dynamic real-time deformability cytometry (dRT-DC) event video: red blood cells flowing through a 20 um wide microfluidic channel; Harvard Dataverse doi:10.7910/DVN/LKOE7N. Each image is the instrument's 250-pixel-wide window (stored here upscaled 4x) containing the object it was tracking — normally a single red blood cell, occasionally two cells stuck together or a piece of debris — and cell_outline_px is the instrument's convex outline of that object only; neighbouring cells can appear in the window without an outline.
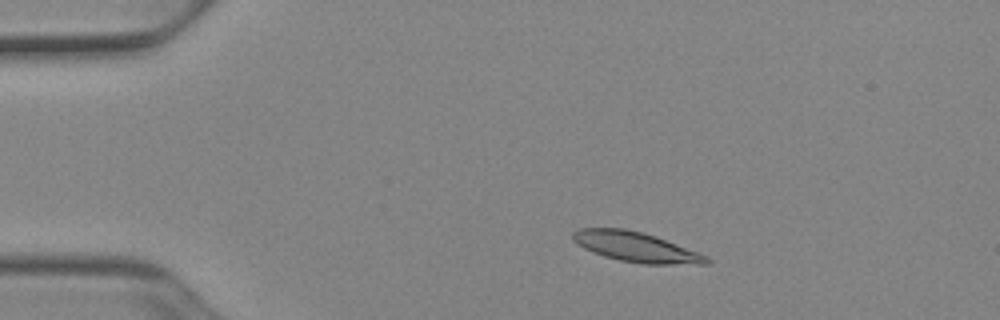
{"species": "Egyptian fruit bat (a non-hibernating species)", "species_latin": "Rousettus aegyptiacus", "temperature_condition": "cold", "stored_images_in_passage": 43, "camera_frame_rate_fps": 3000, "um_per_image_px": 0.085, "animal": {"sex": "female"}, "frame": {"image": 1, "passage_image": 1, "time_ms": 0.0, "image_size_px": [1000, 320], "cell_outline_px": [[712, 260], [708, 264], [644, 264], [620, 260], [604, 256], [592, 252], [584, 248], [572, 240], [572, 232], [580, 228], [624, 228], [656, 236], [708, 256]], "centroid_in_image_um": [54.05, 20.99], "position_along_channel_um": 30.9, "area_um2": 23.24}}
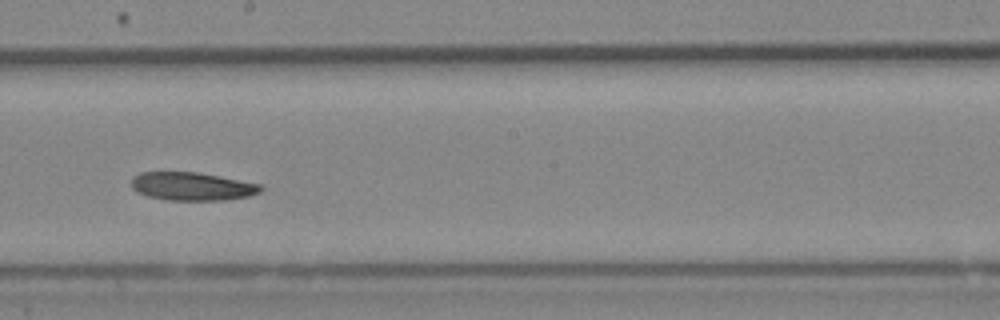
{"frame": {"image": 2, "passage_image": 21, "time_ms": 6.667, "image_size_px": [1000, 320], "cell_outline_px": [[264, 188], [260, 192], [248, 196], [224, 200], [168, 200], [148, 196], [136, 192], [132, 188], [132, 176], [140, 172], [196, 172], [220, 176], [260, 184]], "centroid_in_image_um": [16.31, 15.84], "position_along_channel_um": 231.9, "area_um2": 21.27}}
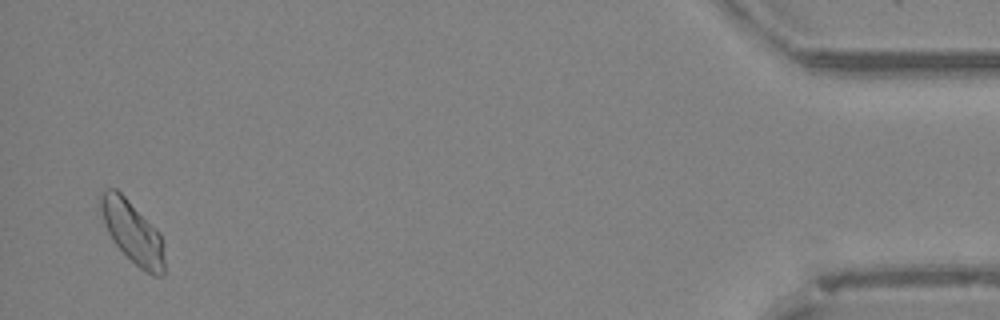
{"frame": {"image": 3, "passage_image": 42, "time_ms": 13.667, "image_size_px": [1000, 320], "cell_outline_px": [[164, 272], [160, 276], [156, 276], [144, 272], [112, 240], [104, 224], [100, 208], [100, 196], [108, 188], [116, 188], [160, 232], [164, 260]], "centroid_in_image_um": [11.26, 19.73], "position_along_channel_um": 423.9, "area_um2": 22.66}}